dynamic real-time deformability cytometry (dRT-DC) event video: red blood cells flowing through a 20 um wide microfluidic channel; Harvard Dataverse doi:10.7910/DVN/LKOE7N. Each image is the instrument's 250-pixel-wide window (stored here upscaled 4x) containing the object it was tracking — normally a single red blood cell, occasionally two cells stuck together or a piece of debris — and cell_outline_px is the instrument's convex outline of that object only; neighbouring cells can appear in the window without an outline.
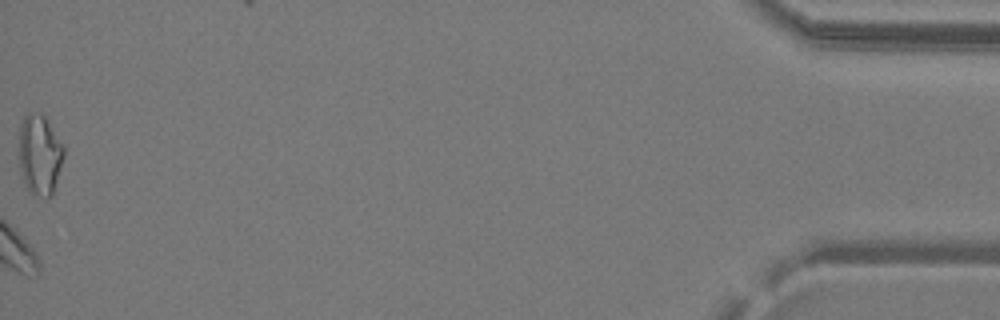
{"species": "common noctule bat (a hibernating species)", "species_latin": "Nyctalus noctula", "temperature_condition": "warm", "stored_images_in_passage": 26, "camera_frame_rate_fps": 3000, "um_per_image_px": 0.085, "animal": {"sex": "male", "body_mass_g": 19.2, "forearm_length_mm": 51.8}, "frame": {"image": 1, "passage_image": 26, "time_ms": 8.333, "image_size_px": [1000, 320], "cell_outline_px": [[64, 156], [52, 196], [40, 196], [28, 192], [20, 168], [20, 124], [24, 116], [28, 112], [40, 112], [44, 116], [64, 144]], "centroid_in_image_um": [3.39, 13.12], "position_along_channel_um": 431.8, "area_um2": 20.92}}